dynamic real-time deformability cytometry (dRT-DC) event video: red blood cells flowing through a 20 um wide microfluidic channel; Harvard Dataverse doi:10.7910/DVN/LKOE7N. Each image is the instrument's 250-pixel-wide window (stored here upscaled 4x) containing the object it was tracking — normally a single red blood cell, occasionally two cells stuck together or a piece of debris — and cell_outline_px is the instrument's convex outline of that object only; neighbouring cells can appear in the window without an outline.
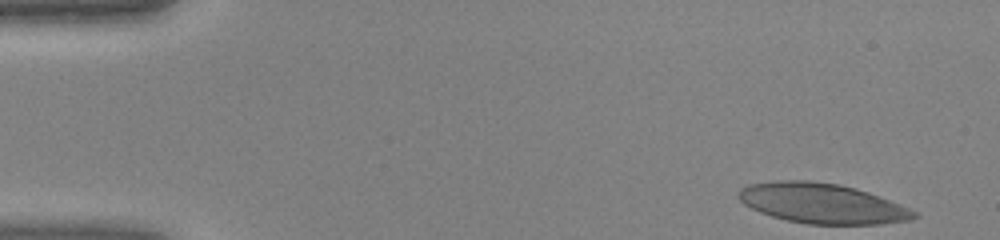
{"species": "human", "species_latin": "Homo sapiens", "temperature_condition": "warm", "stored_images_in_passage": 43, "camera_frame_rate_fps": 3000, "um_per_image_px": 0.085, "donor": {"sex": "female"}, "frame": {"image": 1, "passage_image": 1, "time_ms": 0.0, "image_size_px": [1000, 240], "cell_outline_px": [[920, 216], [912, 220], [880, 224], [808, 224], [788, 220], [772, 216], [760, 212], [744, 204], [736, 196], [736, 192], [740, 188], [748, 184], [776, 180], [808, 180], [836, 184], [856, 188], [880, 196], [900, 204], [916, 212]], "centroid_in_image_um": [69.86, 17.28], "position_along_channel_um": 15.1, "area_um2": 41.1}}
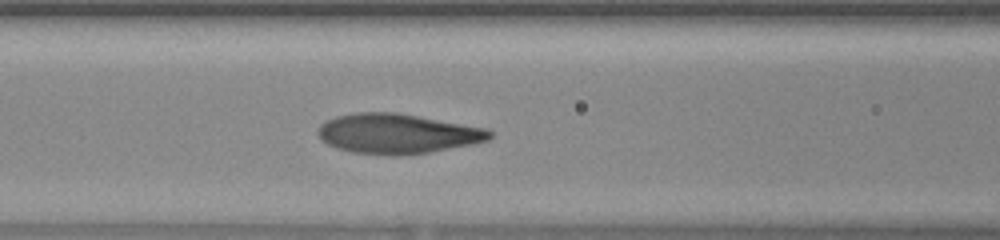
{"frame": {"image": 2, "passage_image": 17, "time_ms": 5.333, "image_size_px": [1000, 240], "cell_outline_px": [[492, 136], [488, 140], [472, 144], [428, 152], [396, 156], [392, 156], [352, 152], [336, 148], [328, 144], [316, 132], [320, 124], [336, 116], [356, 112], [396, 112], [488, 128], [492, 132]], "centroid_in_image_um": [33.78, 11.36], "position_along_channel_um": 132.8, "area_um2": 39.88}}
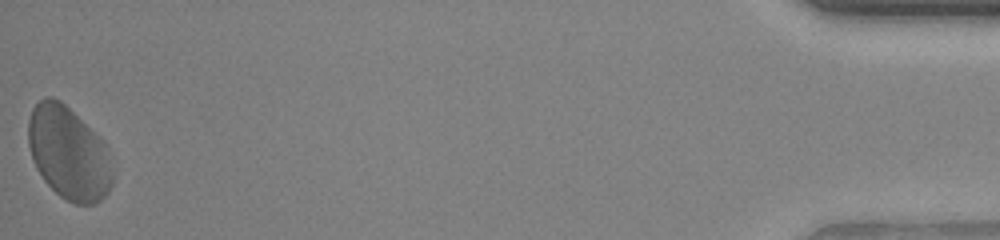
{"frame": {"image": 3, "passage_image": 43, "time_ms": 14.0, "image_size_px": [1000, 240], "cell_outline_px": [[112, 184], [108, 192], [96, 204], [72, 204], [60, 196], [44, 180], [36, 168], [32, 160], [28, 144], [28, 120], [32, 108], [44, 96], [52, 96], [60, 100], [100, 136], [104, 144], [108, 156], [112, 176]], "centroid_in_image_um": [5.8, 13.0], "position_along_channel_um": 429.4, "area_um2": 45.6}}